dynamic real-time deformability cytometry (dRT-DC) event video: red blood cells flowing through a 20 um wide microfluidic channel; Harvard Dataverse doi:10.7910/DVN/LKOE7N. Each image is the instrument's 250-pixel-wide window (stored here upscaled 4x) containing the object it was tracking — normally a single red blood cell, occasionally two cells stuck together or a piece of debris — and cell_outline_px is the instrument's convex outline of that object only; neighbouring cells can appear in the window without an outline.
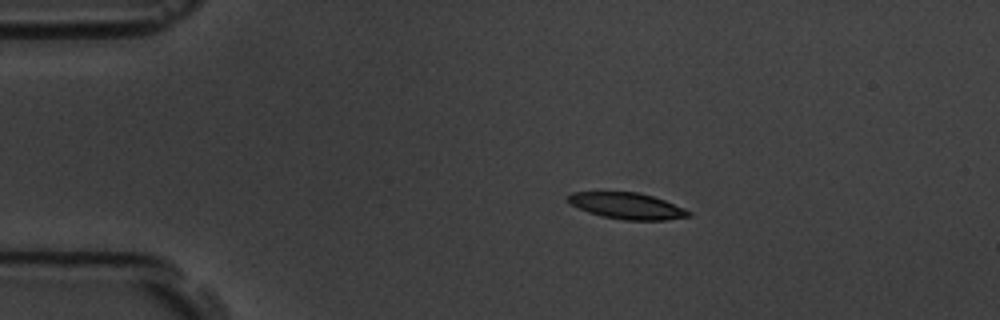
{"species": "common noctule bat (a hibernating species)", "species_latin": "Nyctalus noctula", "temperature_condition": "room temperature", "stored_images_in_passage": 5, "camera_frame_rate_fps": 3000, "um_per_image_px": 0.085, "animal": {"sex": "male", "body_mass_g": 19.5, "forearm_length_mm": 54.6}, "frame": {"image": 1, "passage_image": 3, "time_ms": 2.333, "image_size_px": [1000, 320], "cell_outline_px": [[692, 216], [668, 220], [624, 220], [604, 216], [588, 212], [572, 204], [564, 196], [572, 192], [636, 192], [652, 196], [664, 200], [684, 208], [692, 212]], "centroid_in_image_um": [53.33, 17.5], "position_along_channel_um": 31.7, "area_um2": 18.38}}